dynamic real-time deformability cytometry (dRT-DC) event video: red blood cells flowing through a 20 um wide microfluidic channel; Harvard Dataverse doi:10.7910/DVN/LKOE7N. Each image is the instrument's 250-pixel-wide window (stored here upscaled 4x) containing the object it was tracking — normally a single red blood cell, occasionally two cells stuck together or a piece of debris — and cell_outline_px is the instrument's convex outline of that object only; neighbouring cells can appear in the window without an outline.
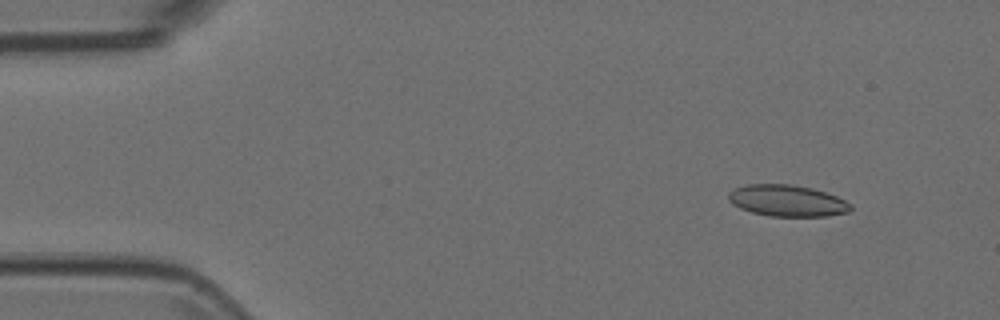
{"species": "Egyptian fruit bat (a non-hibernating species)", "species_latin": "Rousettus aegyptiacus", "temperature_condition": "room temperature", "stored_images_in_passage": 7, "camera_frame_rate_fps": 3000, "um_per_image_px": 0.085, "animal": {"sex": "female"}, "frame": {"image": 1, "passage_image": 6, "time_ms": 1.667, "image_size_px": [1000, 320], "cell_outline_px": [[852, 208], [848, 212], [828, 216], [772, 216], [752, 212], [740, 208], [732, 204], [728, 200], [728, 192], [744, 184], [792, 184], [812, 188], [836, 196], [852, 204]], "centroid_in_image_um": [66.9, 17.05], "position_along_channel_um": 18.1, "area_um2": 22.43}}